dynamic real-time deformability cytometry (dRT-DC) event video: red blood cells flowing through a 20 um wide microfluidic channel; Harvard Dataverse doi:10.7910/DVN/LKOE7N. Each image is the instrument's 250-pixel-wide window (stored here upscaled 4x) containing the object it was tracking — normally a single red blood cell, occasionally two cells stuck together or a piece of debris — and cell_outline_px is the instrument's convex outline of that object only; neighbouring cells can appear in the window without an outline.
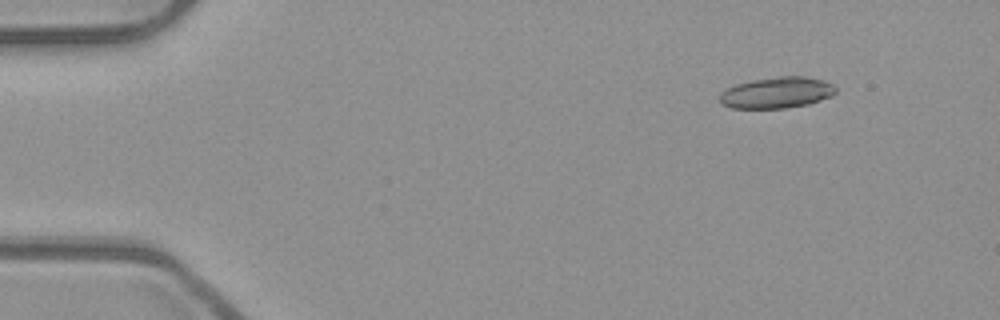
{"species": "common noctule bat (a hibernating species)", "species_latin": "Nyctalus noctula", "temperature_condition": "room temperature", "stored_images_in_passage": 47, "camera_frame_rate_fps": 3000, "um_per_image_px": 0.085, "animal": {"sex": "male", "body_mass_g": 23.1, "forearm_length_mm": 52.7}, "frame": {"image": 1, "passage_image": 1, "time_ms": 0.0, "image_size_px": [1000, 320], "cell_outline_px": [[836, 92], [832, 96], [808, 104], [784, 108], [732, 108], [720, 104], [720, 92], [736, 84], [752, 80], [780, 76], [804, 76], [824, 80], [832, 84], [836, 88]], "centroid_in_image_um": [66.03, 7.87], "position_along_channel_um": 19.0, "area_um2": 21.1}}
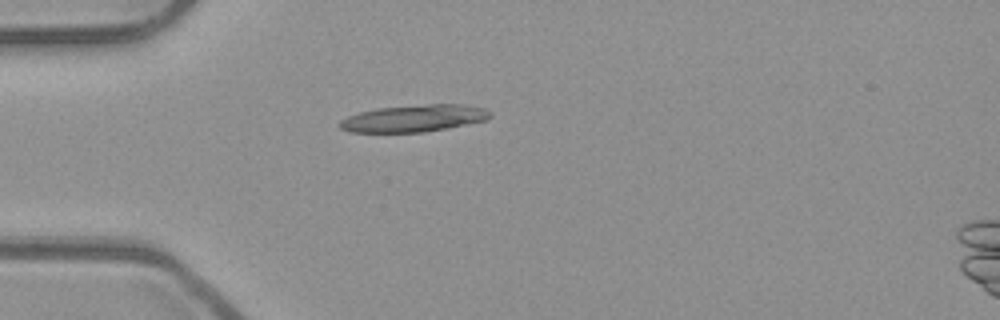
{"frame": {"image": 2, "passage_image": 10, "time_ms": 3.0, "image_size_px": [1000, 320], "cell_outline_px": [[492, 116], [488, 120], [448, 128], [424, 132], [352, 132], [340, 128], [340, 120], [348, 116], [360, 112], [376, 108], [428, 104], [464, 104], [484, 108], [492, 112]], "centroid_in_image_um": [35.24, 10.05], "position_along_channel_um": 49.8, "area_um2": 23.76}}
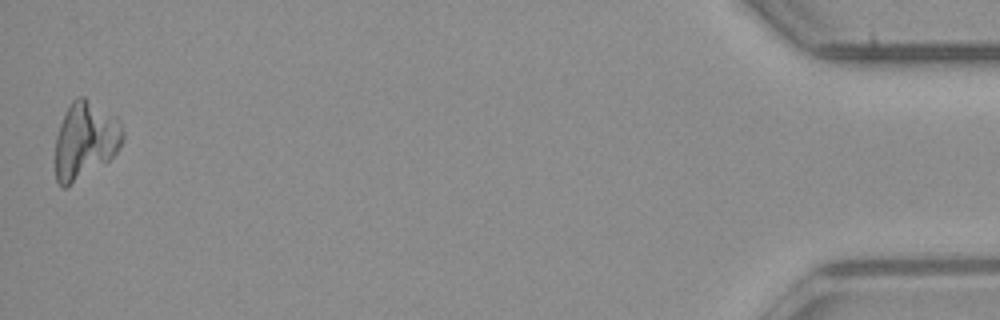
{"frame": {"image": 3, "passage_image": 47, "time_ms": 15.333, "image_size_px": [1000, 320], "cell_outline_px": [[124, 140], [116, 152], [108, 160], [68, 188], [60, 188], [56, 180], [56, 136], [60, 124], [72, 100], [76, 96], [84, 96], [116, 116], [120, 120], [124, 132]], "centroid_in_image_um": [7.25, 11.94], "position_along_channel_um": 427.9, "area_um2": 30.52}, "authors_computed_cell_mechanics": {"area_um2": 21.675, "velocity_mm_per_s": 3.9331, "shape_relaxation_time_tau1_ms": 1.229, "shape_relaxation_time_tau2_ms": null, "deformation_change_tau1": 0.2886, "deformation_change_tau2": null}}